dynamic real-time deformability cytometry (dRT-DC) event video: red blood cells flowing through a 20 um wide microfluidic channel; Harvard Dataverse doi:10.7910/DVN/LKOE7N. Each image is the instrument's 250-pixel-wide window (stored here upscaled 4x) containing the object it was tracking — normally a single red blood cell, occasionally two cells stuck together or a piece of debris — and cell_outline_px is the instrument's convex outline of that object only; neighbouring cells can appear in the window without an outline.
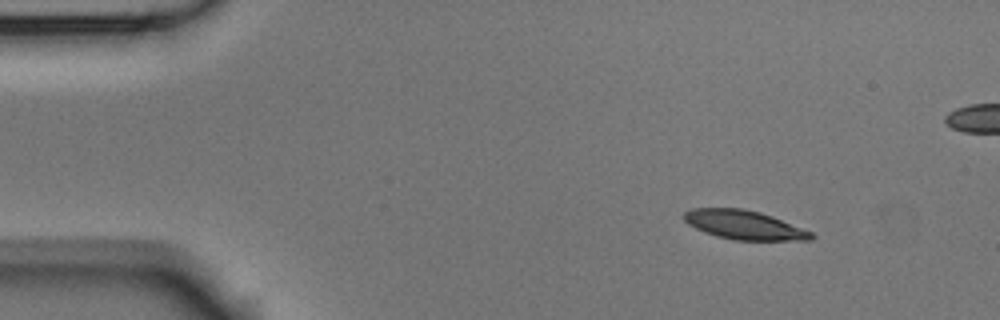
{"species": "Egyptian fruit bat (a non-hibernating species)", "species_latin": "Rousettus aegyptiacus", "temperature_condition": "room temperature", "stored_images_in_passage": 6, "camera_frame_rate_fps": 3000, "um_per_image_px": 0.085, "animal": {"sex": "male"}, "frame": {"image": 1, "passage_image": 1, "time_ms": 0.0, "image_size_px": [1000, 320], "cell_outline_px": [[816, 236], [812, 240], [732, 240], [716, 236], [704, 232], [688, 224], [684, 220], [684, 212], [692, 208], [744, 208], [760, 212], [772, 216], [812, 232]], "centroid_in_image_um": [63.25, 19.12], "position_along_channel_um": 21.7, "area_um2": 21.56}}
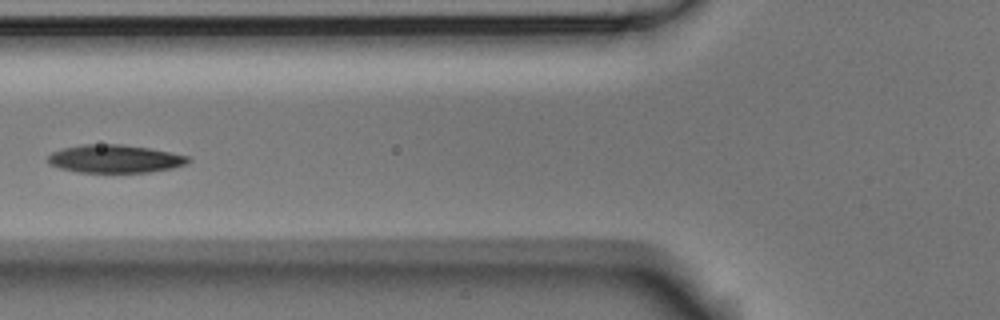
{"frame": {"image": 2, "passage_image": 5, "time_ms": 1.333, "image_size_px": [1000, 320], "cell_outline_px": [[192, 160], [184, 164], [172, 168], [148, 172], [80, 172], [60, 168], [48, 164], [48, 156], [52, 152], [64, 148], [84, 144], [120, 144], [148, 148], [172, 152], [188, 156]], "centroid_in_image_um": [9.76, 13.49], "position_along_channel_um": 116.0, "area_um2": 22.77}}
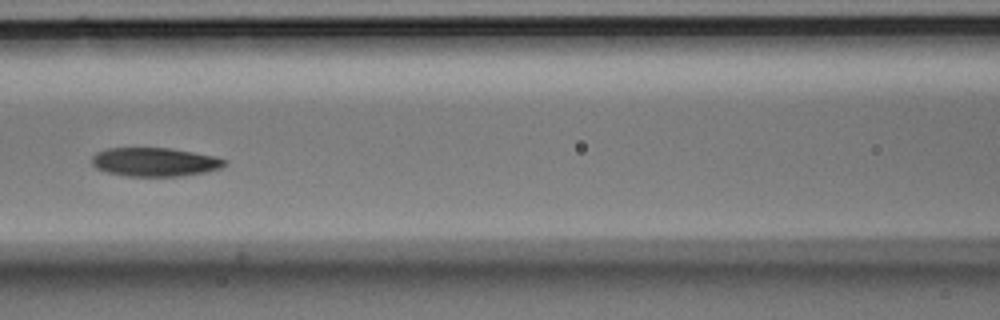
{"frame": {"image": 3, "passage_image": 6, "time_ms": 1.667, "image_size_px": [1000, 320], "cell_outline_px": [[228, 164], [220, 168], [204, 172], [180, 176], [128, 176], [108, 172], [96, 168], [92, 164], [92, 156], [96, 152], [108, 148], [172, 148], [212, 156], [228, 160]], "centroid_in_image_um": [13.15, 13.76], "position_along_channel_um": 153.4, "area_um2": 22.14}}